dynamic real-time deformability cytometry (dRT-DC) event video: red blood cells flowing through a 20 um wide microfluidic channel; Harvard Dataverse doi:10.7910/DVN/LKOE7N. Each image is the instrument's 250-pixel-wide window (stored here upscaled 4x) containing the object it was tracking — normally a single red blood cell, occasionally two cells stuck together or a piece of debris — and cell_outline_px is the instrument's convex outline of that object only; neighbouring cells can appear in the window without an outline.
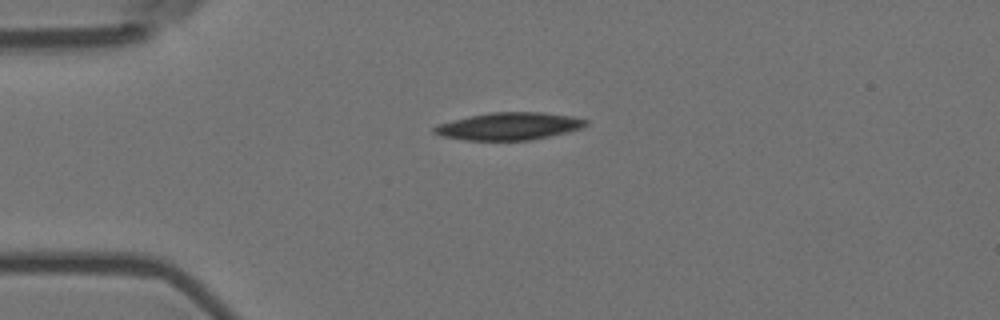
{"species": "Egyptian fruit bat (a non-hibernating species)", "species_latin": "Rousettus aegyptiacus", "temperature_condition": "room temperature", "stored_images_in_passage": 2, "camera_frame_rate_fps": 3000, "um_per_image_px": 0.085, "animal": {"sex": "female"}, "frame": {"image": 1, "passage_image": 1, "time_ms": 0.0, "image_size_px": [1000, 320], "cell_outline_px": [[588, 124], [580, 128], [568, 132], [532, 140], [464, 140], [440, 136], [432, 132], [432, 128], [436, 124], [468, 116], [488, 112], [544, 112], [572, 116], [588, 120]], "centroid_in_image_um": [43.23, 10.72], "position_along_channel_um": 41.8, "area_um2": 24.51}}